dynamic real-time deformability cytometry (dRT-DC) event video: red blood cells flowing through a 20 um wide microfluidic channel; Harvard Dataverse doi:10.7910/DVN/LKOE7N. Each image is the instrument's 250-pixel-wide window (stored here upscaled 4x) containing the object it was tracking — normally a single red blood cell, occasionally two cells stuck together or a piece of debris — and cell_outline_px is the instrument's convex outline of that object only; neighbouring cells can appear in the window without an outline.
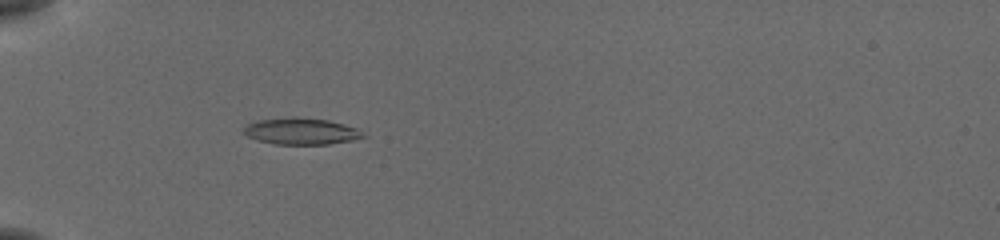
{"species": "common noctule bat (a hibernating species)", "species_latin": "Nyctalus noctula", "temperature_condition": "cold", "stored_images_in_passage": 49, "camera_frame_rate_fps": 3000, "um_per_image_px": 0.085, "animal": {"sex": "female", "body_mass_g": 19.5, "forearm_length_mm": 54.1}, "frame": {"image": 1, "passage_image": 16, "time_ms": 5.0, "image_size_px": [1000, 240], "cell_outline_px": [[368, 136], [352, 140], [328, 144], [276, 144], [260, 140], [248, 136], [244, 132], [244, 128], [248, 124], [256, 120], [292, 116], [296, 116], [328, 120], [344, 124], [356, 128]], "centroid_in_image_um": [25.62, 11.14], "position_along_channel_um": 59.4, "area_um2": 18.44}}
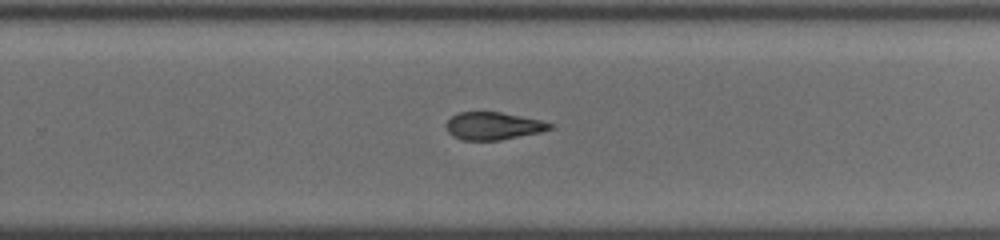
{"frame": {"image": 2, "passage_image": 35, "time_ms": 11.333, "image_size_px": [1000, 240], "cell_outline_px": [[556, 124], [552, 128], [540, 132], [500, 140], [460, 140], [452, 136], [448, 132], [448, 120], [452, 116], [460, 112], [500, 112], [540, 120]], "centroid_in_image_um": [41.94, 10.71], "position_along_channel_um": 287.9, "area_um2": 16.53}}
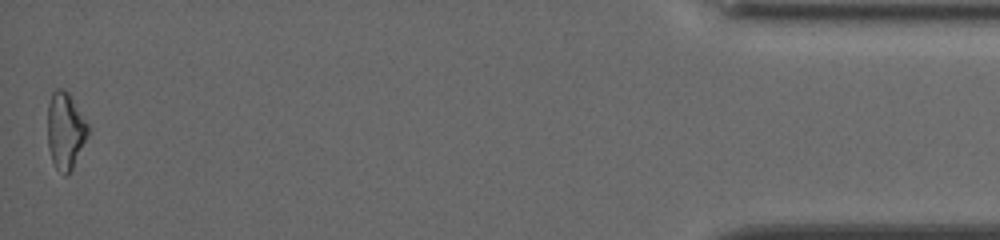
{"frame": {"image": 3, "passage_image": 49, "time_ms": 16.0, "image_size_px": [1000, 240], "cell_outline_px": [[88, 132], [72, 168], [68, 176], [64, 176], [56, 168], [52, 160], [48, 148], [48, 104], [52, 92], [56, 88], [64, 88], [68, 92], [88, 124]], "centroid_in_image_um": [5.52, 11.09], "position_along_channel_um": 429.7, "area_um2": 17.8}, "authors_computed_cell_mechanics": {"area_um2": 17.9758, "velocity_mm_per_s": 3.8391, "shape_relaxation_time_tau1_ms": 3.3465, "shape_relaxation_time_tau2_ms": 3.7136, "deformation_change_tau1": 0.1249, "deformation_change_tau2": 0.1151}}